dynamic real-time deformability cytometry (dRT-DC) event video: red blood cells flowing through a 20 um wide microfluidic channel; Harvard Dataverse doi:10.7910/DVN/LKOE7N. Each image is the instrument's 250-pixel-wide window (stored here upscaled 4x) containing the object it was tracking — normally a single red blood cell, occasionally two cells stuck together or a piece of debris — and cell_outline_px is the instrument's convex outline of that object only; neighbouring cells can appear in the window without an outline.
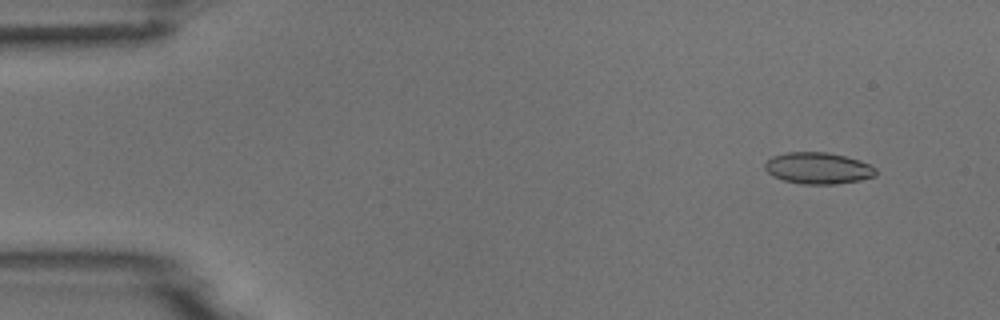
{"species": "common noctule bat (a hibernating species)", "species_latin": "Nyctalus noctula", "temperature_condition": "room temperature", "stored_images_in_passage": 5, "camera_frame_rate_fps": 3000, "um_per_image_px": 0.085, "animal": {"sex": "male", "body_mass_g": 18.8}, "frame": {"image": 1, "passage_image": 2, "time_ms": 1.0, "image_size_px": [1000, 320], "cell_outline_px": [[876, 176], [860, 180], [836, 184], [800, 184], [784, 180], [772, 176], [764, 168], [764, 164], [772, 156], [788, 152], [828, 152], [860, 160], [876, 168]], "centroid_in_image_um": [69.53, 14.3], "position_along_channel_um": 15.5, "area_um2": 20.4}}
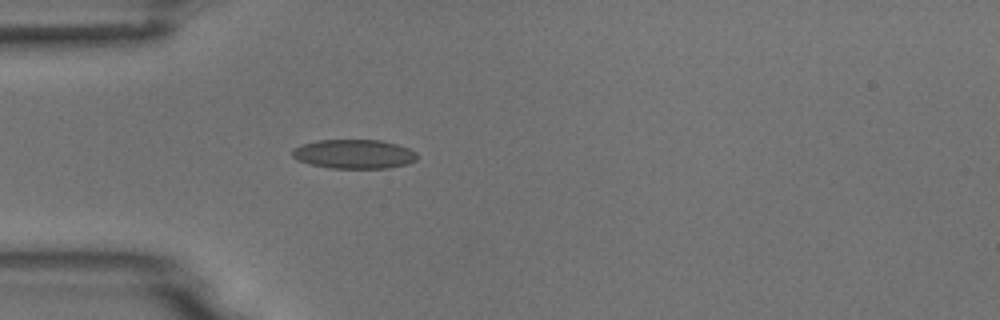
{"frame": {"image": 2, "passage_image": 5, "time_ms": 4.667, "image_size_px": [1000, 320], "cell_outline_px": [[416, 160], [408, 164], [388, 168], [328, 168], [308, 164], [292, 156], [292, 148], [316, 140], [380, 140], [396, 144], [408, 148], [416, 152]], "centroid_in_image_um": [30.08, 13.1], "position_along_channel_um": 54.9, "area_um2": 21.21}}